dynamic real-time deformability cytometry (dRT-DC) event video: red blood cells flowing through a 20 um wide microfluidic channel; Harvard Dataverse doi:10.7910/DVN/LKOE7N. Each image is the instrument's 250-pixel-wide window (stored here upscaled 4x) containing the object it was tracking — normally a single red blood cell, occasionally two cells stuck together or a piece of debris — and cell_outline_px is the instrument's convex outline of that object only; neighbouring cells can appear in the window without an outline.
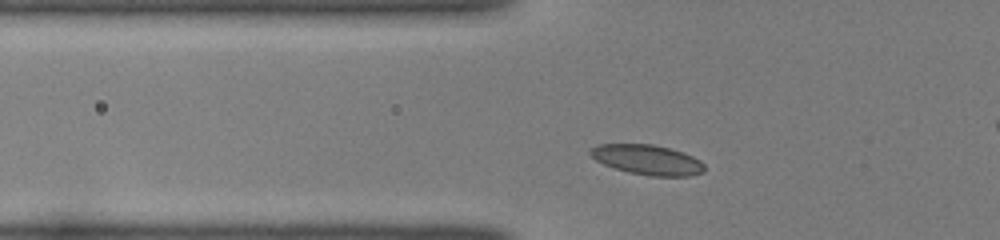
{"species": "common noctule bat (a hibernating species)", "species_latin": "Nyctalus noctula", "temperature_condition": "room temperature", "stored_images_in_passage": 44, "camera_frame_rate_fps": 3000, "um_per_image_px": 0.085, "animal": {"sex": "female", "body_mass_g": 22.0, "forearm_length_mm": 56.7}, "frame": {"image": 1, "passage_image": 10, "time_ms": 3.0, "image_size_px": [1000, 240], "cell_outline_px": [[704, 172], [692, 176], [648, 176], [628, 172], [604, 164], [596, 160], [588, 152], [588, 148], [600, 144], [652, 144], [684, 152], [700, 160], [704, 164]], "centroid_in_image_um": [55.03, 13.58], "position_along_channel_um": 70.8, "area_um2": 20.0}}
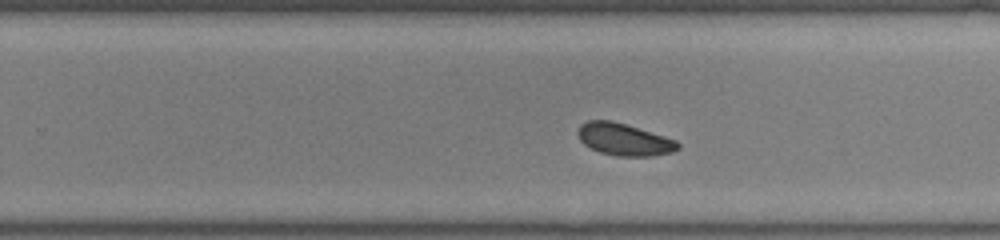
{"frame": {"image": 2, "passage_image": 26, "time_ms": 8.333, "image_size_px": [1000, 240], "cell_outline_px": [[680, 148], [672, 152], [652, 156], [616, 156], [600, 152], [584, 144], [580, 140], [576, 132], [580, 124], [588, 120], [612, 120], [664, 136], [676, 140], [680, 144]], "centroid_in_image_um": [53.03, 11.85], "position_along_channel_um": 276.8, "area_um2": 18.73}}
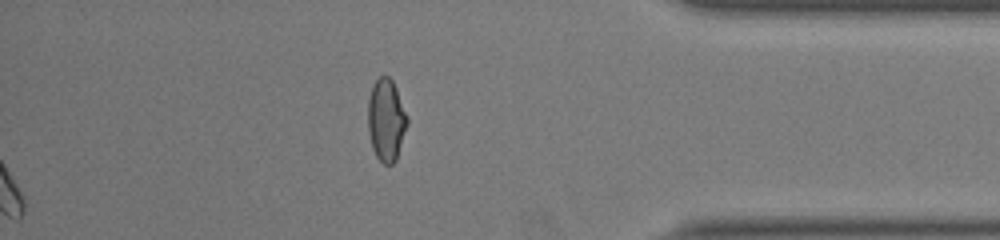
{"frame": {"image": 3, "passage_image": 44, "time_ms": 14.333, "image_size_px": [1000, 240], "cell_outline_px": [[408, 124], [396, 160], [392, 164], [384, 164], [376, 156], [372, 148], [368, 132], [368, 96], [376, 80], [380, 76], [388, 76], [392, 80], [396, 88], [408, 116]], "centroid_in_image_um": [32.83, 10.21], "position_along_channel_um": 402.4, "area_um2": 18.9}, "authors_computed_cell_mechanics": {"area_um2": 18.9873, "velocity_mm_per_s": 3.9462, "shape_relaxation_time_tau1_ms": 2.3993, "shape_relaxation_time_tau2_ms": null, "deformation_change_tau1": 0.0682, "deformation_change_tau2": null}}